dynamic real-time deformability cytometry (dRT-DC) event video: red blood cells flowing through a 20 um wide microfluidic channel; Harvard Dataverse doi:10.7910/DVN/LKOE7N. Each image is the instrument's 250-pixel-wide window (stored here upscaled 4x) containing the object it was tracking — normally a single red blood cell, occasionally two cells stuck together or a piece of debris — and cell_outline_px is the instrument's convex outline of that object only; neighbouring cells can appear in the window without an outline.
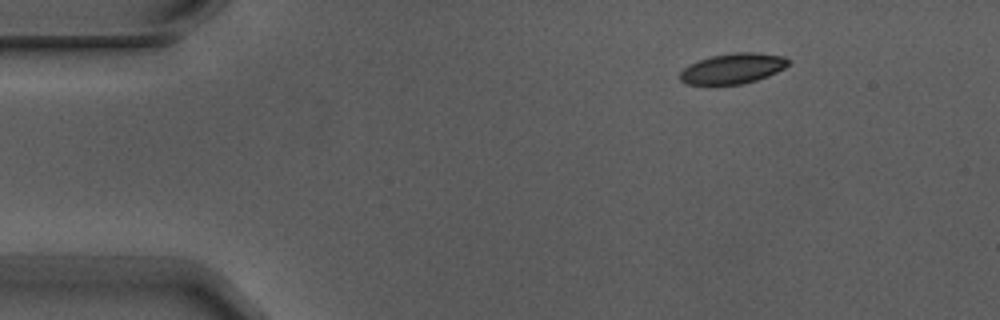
{"species": "Egyptian fruit bat (a non-hibernating species)", "species_latin": "Rousettus aegyptiacus", "temperature_condition": "warm", "stored_images_in_passage": 8, "camera_frame_rate_fps": 3000, "um_per_image_px": 0.085, "animal": {"sex": "male"}, "frame": {"image": 1, "passage_image": 1, "time_ms": 0.0, "image_size_px": [1000, 320], "cell_outline_px": [[792, 60], [784, 68], [768, 76], [756, 80], [740, 84], [688, 84], [680, 80], [676, 76], [684, 68], [700, 60], [712, 56], [736, 52], [756, 52], [784, 56]], "centroid_in_image_um": [62.31, 5.82], "position_along_channel_um": 22.7, "area_um2": 19.07}}
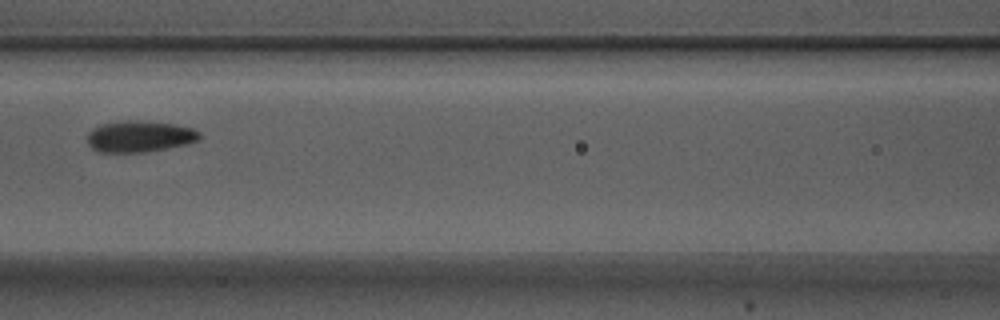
{"frame": {"image": 2, "passage_image": 5, "time_ms": 1.333, "image_size_px": [1000, 320], "cell_outline_px": [[200, 140], [188, 144], [144, 152], [100, 152], [92, 148], [88, 144], [88, 132], [92, 128], [100, 124], [124, 120], [136, 120], [172, 124], [192, 128], [200, 132]], "centroid_in_image_um": [11.85, 11.59], "position_along_channel_um": 154.7, "area_um2": 20.52}}
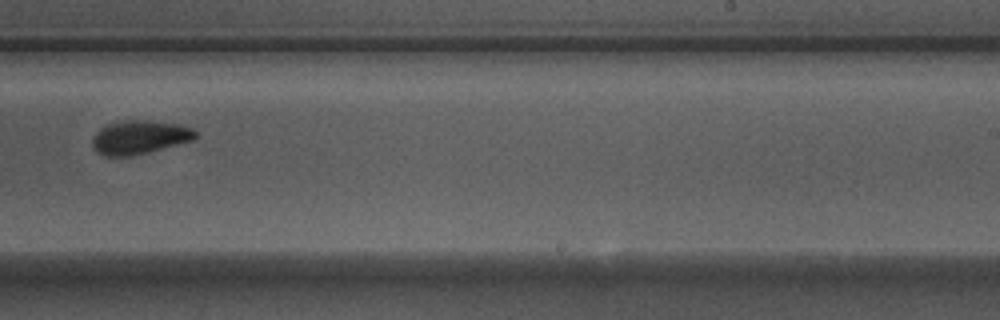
{"frame": {"image": 3, "passage_image": 8, "time_ms": 2.333, "image_size_px": [1000, 320], "cell_outline_px": [[196, 136], [192, 140], [148, 152], [132, 156], [104, 156], [96, 152], [92, 144], [92, 140], [96, 132], [100, 128], [116, 120], [140, 120], [180, 124], [192, 128], [196, 132]], "centroid_in_image_um": [11.81, 11.66], "position_along_channel_um": 277.2, "area_um2": 20.17}}